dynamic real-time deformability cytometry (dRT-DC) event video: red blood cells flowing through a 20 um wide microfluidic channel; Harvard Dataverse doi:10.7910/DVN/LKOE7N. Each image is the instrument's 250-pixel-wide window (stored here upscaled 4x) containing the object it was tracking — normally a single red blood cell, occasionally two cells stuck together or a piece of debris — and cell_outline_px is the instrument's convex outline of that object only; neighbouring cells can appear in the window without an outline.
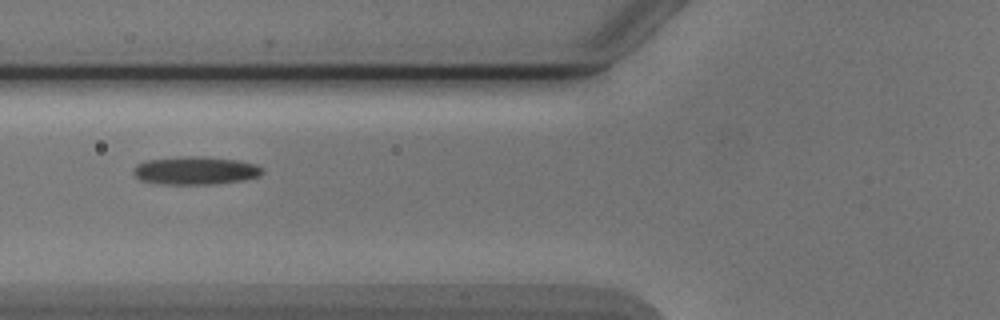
{"species": "Egyptian fruit bat (a non-hibernating species)", "species_latin": "Rousettus aegyptiacus", "temperature_condition": "cold", "stored_images_in_passage": 7, "camera_frame_rate_fps": 3000, "um_per_image_px": 0.085, "animal": {"sex": "male"}, "frame": {"image": 1, "passage_image": 4, "time_ms": 3.667, "image_size_px": [1000, 320], "cell_outline_px": [[264, 172], [260, 176], [244, 180], [212, 184], [164, 184], [140, 180], [132, 172], [132, 168], [136, 164], [148, 160], [184, 156], [208, 156], [240, 160], [256, 164], [264, 168]], "centroid_in_image_um": [16.65, 14.48], "position_along_channel_um": 109.1, "area_um2": 21.39}}
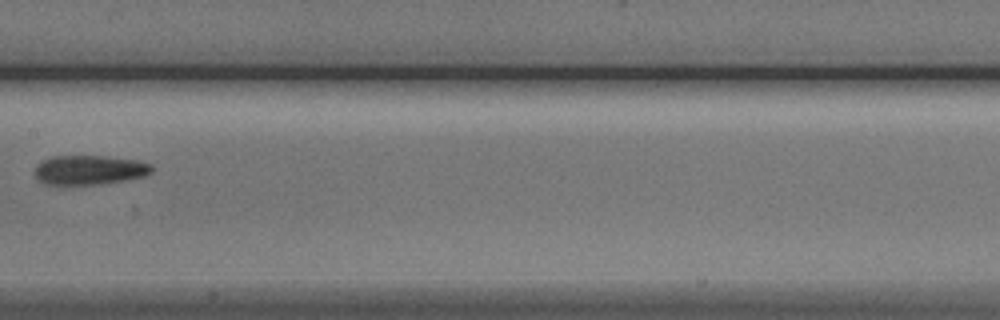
{"frame": {"image": 2, "passage_image": 6, "time_ms": 6.0, "image_size_px": [1000, 320], "cell_outline_px": [[152, 172], [144, 176], [124, 180], [100, 184], [44, 184], [36, 176], [36, 168], [44, 160], [52, 156], [104, 156], [136, 160], [152, 164]], "centroid_in_image_um": [7.64, 14.44], "position_along_channel_um": 199.8, "area_um2": 19.71}}
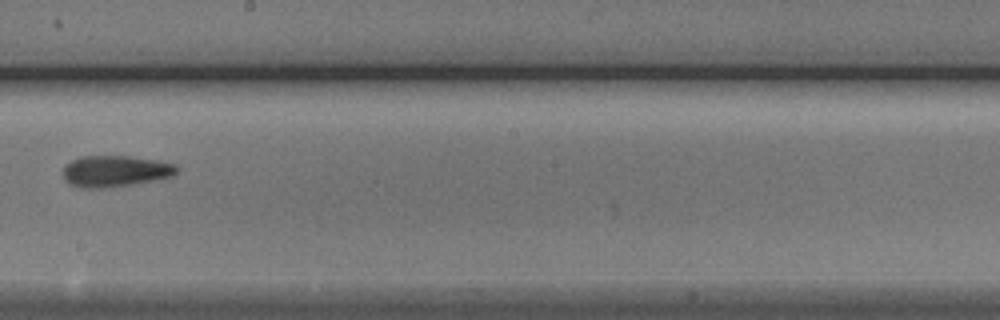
{"frame": {"image": 3, "passage_image": 7, "time_ms": 7.0, "image_size_px": [1000, 320], "cell_outline_px": [[180, 168], [172, 176], [132, 184], [100, 188], [84, 188], [68, 184], [64, 180], [64, 168], [72, 160], [80, 156], [128, 156], [160, 160], [176, 164]], "centroid_in_image_um": [9.81, 14.54], "position_along_channel_um": 238.4, "area_um2": 20.69}}